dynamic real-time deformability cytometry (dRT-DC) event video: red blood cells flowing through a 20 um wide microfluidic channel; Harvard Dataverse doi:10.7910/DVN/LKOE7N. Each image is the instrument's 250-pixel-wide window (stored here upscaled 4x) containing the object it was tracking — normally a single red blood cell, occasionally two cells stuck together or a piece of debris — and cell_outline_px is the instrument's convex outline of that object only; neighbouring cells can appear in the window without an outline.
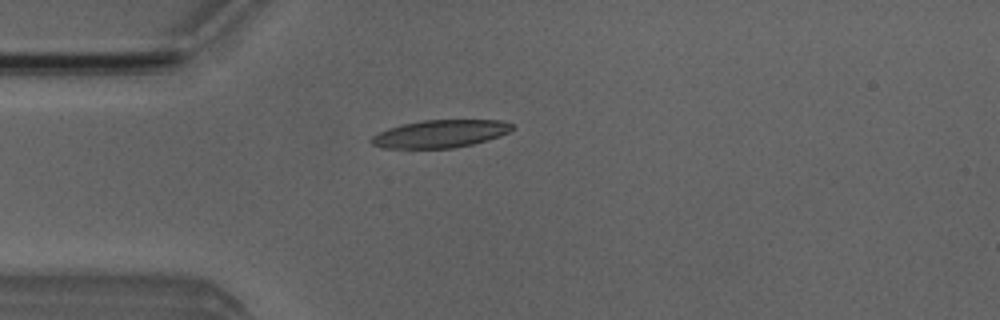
{"species": "Egyptian fruit bat (a non-hibernating species)", "species_latin": "Rousettus aegyptiacus", "temperature_condition": "room temperature", "stored_images_in_passage": 2, "camera_frame_rate_fps": 3000, "um_per_image_px": 0.085, "animal": {"sex": "male"}, "frame": {"image": 1, "passage_image": 2, "time_ms": 1.0, "image_size_px": [1000, 320], "cell_outline_px": [[516, 128], [500, 136], [472, 144], [452, 148], [384, 148], [372, 144], [368, 140], [372, 136], [388, 128], [404, 124], [424, 120], [500, 120], [512, 124]], "centroid_in_image_um": [37.42, 11.37], "position_along_channel_um": 47.6, "area_um2": 22.6}}